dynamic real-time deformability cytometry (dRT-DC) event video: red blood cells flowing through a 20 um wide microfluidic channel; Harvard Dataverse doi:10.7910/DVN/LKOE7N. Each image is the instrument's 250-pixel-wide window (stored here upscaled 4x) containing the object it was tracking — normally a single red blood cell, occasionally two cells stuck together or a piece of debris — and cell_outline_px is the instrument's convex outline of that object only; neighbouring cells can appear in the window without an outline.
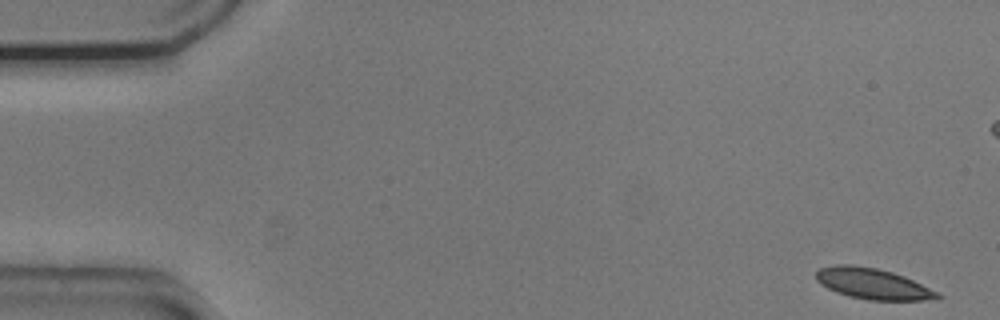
{"species": "common noctule bat (a hibernating species)", "species_latin": "Nyctalus noctula", "temperature_condition": "cold", "stored_images_in_passage": 17, "camera_frame_rate_fps": 3000, "um_per_image_px": 0.085, "animal": {"sex": "male", "body_mass_g": 20.5, "forearm_length_mm": 52.5}, "frame": {"image": 1, "passage_image": 1, "time_ms": 0.0, "image_size_px": [1000, 320], "cell_outline_px": [[944, 296], [936, 300], [868, 300], [848, 296], [836, 292], [820, 284], [816, 280], [816, 272], [820, 268], [836, 264], [852, 264], [876, 268], [892, 272], [904, 276], [940, 292]], "centroid_in_image_um": [74.22, 24.12], "position_along_channel_um": 10.8, "area_um2": 22.08}}